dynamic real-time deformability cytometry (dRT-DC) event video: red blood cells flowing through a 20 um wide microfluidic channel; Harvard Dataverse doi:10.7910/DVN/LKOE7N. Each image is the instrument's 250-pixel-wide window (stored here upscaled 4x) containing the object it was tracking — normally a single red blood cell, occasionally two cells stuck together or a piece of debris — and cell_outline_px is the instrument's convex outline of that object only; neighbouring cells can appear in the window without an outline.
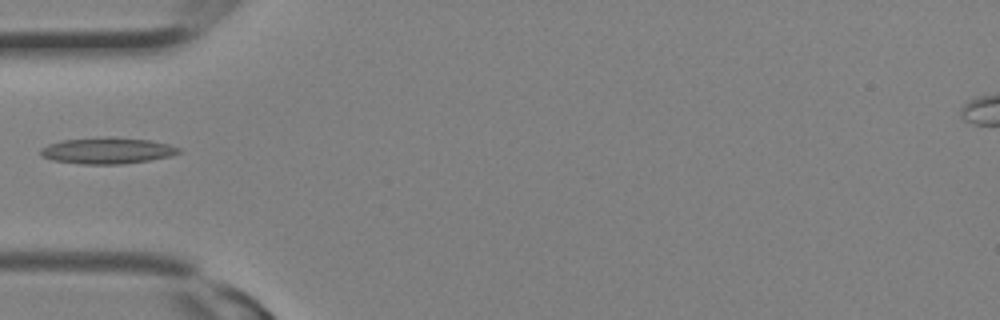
{"species": "Egyptian fruit bat (a non-hibernating species)", "species_latin": "Rousettus aegyptiacus", "temperature_condition": "room temperature", "stored_images_in_passage": 4, "camera_frame_rate_fps": 3000, "um_per_image_px": 0.085, "animal": {"sex": "female"}, "frame": {"image": 1, "passage_image": 3, "time_ms": 0.667, "image_size_px": [1000, 320], "cell_outline_px": [[184, 152], [168, 156], [148, 160], [124, 164], [80, 164], [52, 160], [40, 156], [40, 148], [48, 144], [64, 140], [108, 136], [112, 136], [152, 140], [168, 144], [180, 148]], "centroid_in_image_um": [9.12, 12.79], "position_along_channel_um": 75.9, "area_um2": 21.39}}